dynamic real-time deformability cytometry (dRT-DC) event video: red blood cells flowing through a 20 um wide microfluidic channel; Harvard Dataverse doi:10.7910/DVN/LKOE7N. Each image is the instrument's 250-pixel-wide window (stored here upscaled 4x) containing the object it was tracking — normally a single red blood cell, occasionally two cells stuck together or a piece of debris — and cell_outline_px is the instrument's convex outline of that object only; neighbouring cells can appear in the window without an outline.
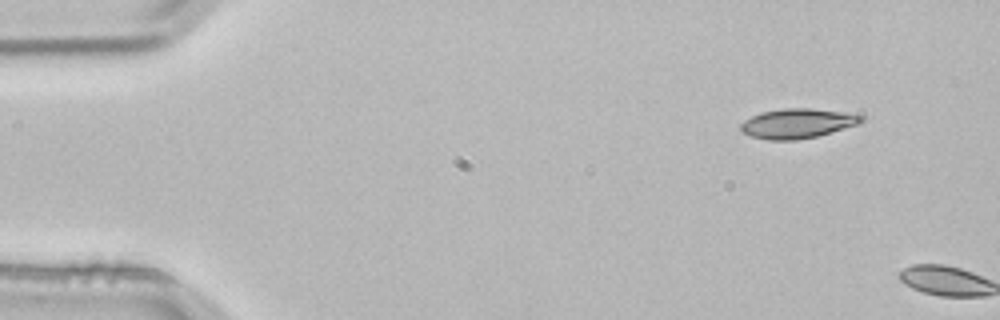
{"species": "common noctule bat (a hibernating species)", "species_latin": "Nyctalus noctula", "temperature_condition": "room temperature", "stored_images_in_passage": 2, "camera_frame_rate_fps": 3000, "um_per_image_px": 0.085, "animal": {"sex": "male", "body_mass_g": 21.5, "forearm_length_mm": 52.0}, "frame": {"image": 1, "passage_image": 1, "time_ms": 0.0, "image_size_px": [1000, 320], "cell_outline_px": [[864, 120], [860, 124], [816, 136], [796, 140], [768, 140], [752, 136], [744, 132], [740, 128], [740, 124], [744, 120], [760, 112], [784, 108], [808, 108], [844, 112], [864, 116]], "centroid_in_image_um": [67.79, 10.48], "position_along_channel_um": 17.2, "area_um2": 20.75}}